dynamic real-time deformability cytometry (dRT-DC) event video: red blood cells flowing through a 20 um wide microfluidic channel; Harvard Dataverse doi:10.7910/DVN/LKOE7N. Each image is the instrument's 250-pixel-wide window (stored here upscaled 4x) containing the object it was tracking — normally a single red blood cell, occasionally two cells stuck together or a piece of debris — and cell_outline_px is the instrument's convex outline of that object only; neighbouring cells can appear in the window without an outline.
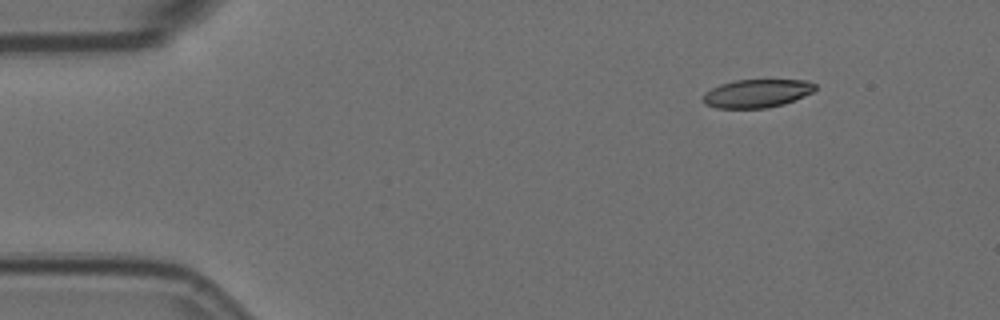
{"species": "Egyptian fruit bat (a non-hibernating species)", "species_latin": "Rousettus aegyptiacus", "temperature_condition": "room temperature", "stored_images_in_passage": 4, "camera_frame_rate_fps": 3000, "um_per_image_px": 0.085, "animal": {"sex": "female"}, "frame": {"image": 1, "passage_image": 1, "time_ms": 0.0, "image_size_px": [1000, 320], "cell_outline_px": [[816, 88], [812, 92], [784, 104], [768, 108], [716, 108], [704, 104], [704, 92], [720, 84], [736, 80], [808, 80], [816, 84]], "centroid_in_image_um": [64.33, 7.94], "position_along_channel_um": 20.7, "area_um2": 18.44}}